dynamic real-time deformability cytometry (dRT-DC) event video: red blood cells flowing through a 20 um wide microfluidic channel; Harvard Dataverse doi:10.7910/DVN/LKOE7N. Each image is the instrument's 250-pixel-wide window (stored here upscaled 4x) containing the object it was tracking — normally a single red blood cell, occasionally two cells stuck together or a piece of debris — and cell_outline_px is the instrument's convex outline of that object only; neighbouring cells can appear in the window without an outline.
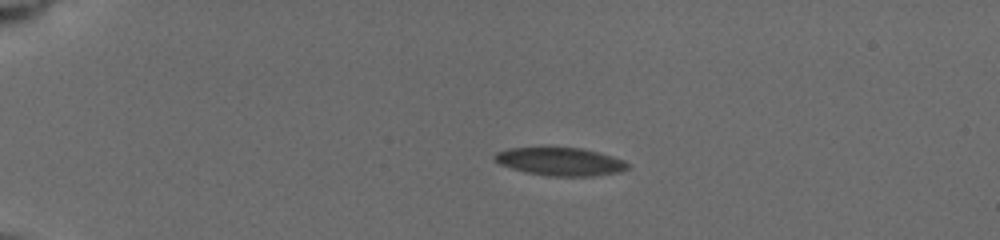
{"species": "common noctule bat (a hibernating species)", "species_latin": "Nyctalus noctula", "temperature_condition": "cold", "stored_images_in_passage": 49, "camera_frame_rate_fps": 3000, "um_per_image_px": 0.085, "animal": {"sex": "female", "body_mass_g": 19.5, "forearm_length_mm": 54.1}, "frame": {"image": 1, "passage_image": 12, "time_ms": 4.0, "image_size_px": [1000, 240], "cell_outline_px": [[628, 168], [620, 172], [592, 176], [556, 176], [528, 172], [500, 164], [492, 156], [496, 152], [508, 148], [580, 148], [596, 152], [624, 160], [628, 164]], "centroid_in_image_um": [47.63, 13.73], "position_along_channel_um": 37.4, "area_um2": 21.21}}
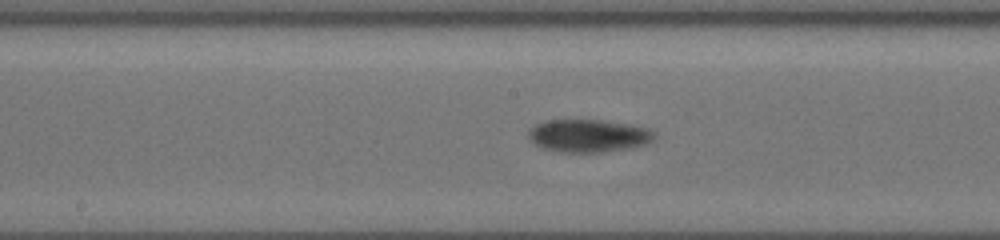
{"frame": {"image": 2, "passage_image": 28, "time_ms": 10.0, "image_size_px": [1000, 240], "cell_outline_px": [[656, 136], [652, 140], [644, 144], [628, 148], [604, 152], [556, 152], [540, 148], [528, 136], [528, 132], [536, 124], [548, 120], [600, 120], [644, 128], [652, 132]], "centroid_in_image_um": [49.94, 11.55], "position_along_channel_um": 198.3, "area_um2": 23.58}}
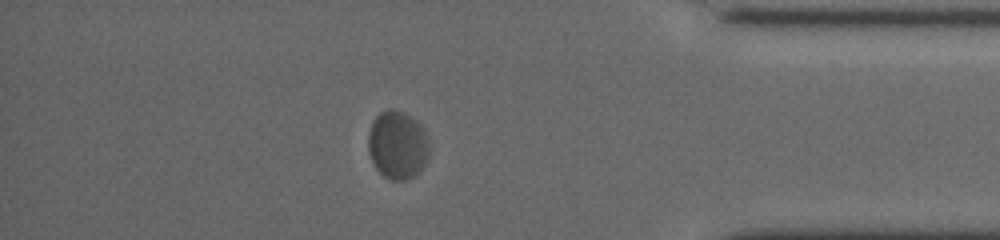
{"frame": {"image": 3, "passage_image": 44, "time_ms": 16.0, "image_size_px": [1000, 240], "cell_outline_px": [[428, 160], [412, 176], [404, 180], [388, 180], [376, 168], [368, 152], [368, 136], [372, 120], [380, 112], [388, 108], [392, 108], [404, 112], [416, 120], [424, 128], [428, 136]], "centroid_in_image_um": [33.78, 12.29], "position_along_channel_um": 401.4, "area_um2": 24.39}, "authors_computed_cell_mechanics": {"area_um2": 22.7154, "velocity_mm_per_s": 3.7658, "shape_relaxation_time_tau1_ms": 2.5463, "shape_relaxation_time_tau2_ms": null, "deformation_change_tau1": 0.079, "deformation_change_tau2": null}}